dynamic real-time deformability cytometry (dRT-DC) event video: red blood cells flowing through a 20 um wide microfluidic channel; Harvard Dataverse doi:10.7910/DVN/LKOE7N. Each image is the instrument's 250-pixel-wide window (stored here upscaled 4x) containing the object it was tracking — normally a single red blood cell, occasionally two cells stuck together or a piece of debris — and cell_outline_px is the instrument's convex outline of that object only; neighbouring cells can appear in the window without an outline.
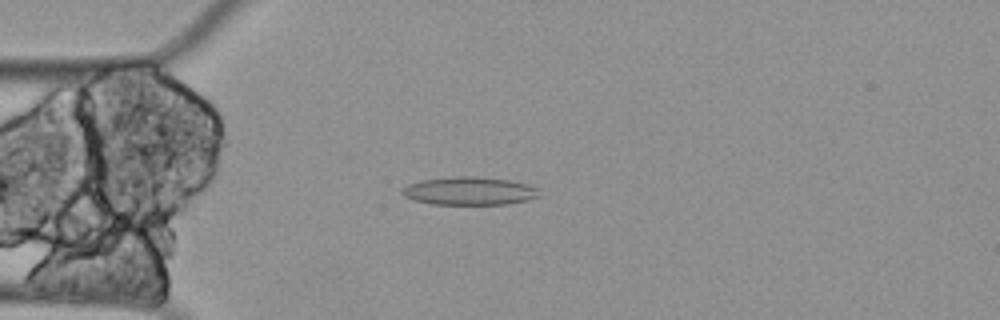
{"species": "Egyptian fruit bat (a non-hibernating species)", "species_latin": "Rousettus aegyptiacus", "temperature_condition": "cold", "stored_images_in_passage": 51, "segment_of_instrument_passage": [1, 3], "camera_frame_rate_fps": 3000, "um_per_image_px": 0.085, "animal": {"sex": "female"}, "frame": {"image": 1, "passage_image": 7, "time_ms": 2.0, "image_size_px": [1000, 320], "cell_outline_px": [[540, 196], [528, 200], [508, 204], [432, 204], [412, 200], [404, 196], [400, 192], [400, 188], [408, 184], [420, 180], [456, 176], [476, 176], [508, 180], [528, 184], [540, 188]], "centroid_in_image_um": [39.89, 16.23], "position_along_channel_um": 45.1, "area_um2": 22.77}}